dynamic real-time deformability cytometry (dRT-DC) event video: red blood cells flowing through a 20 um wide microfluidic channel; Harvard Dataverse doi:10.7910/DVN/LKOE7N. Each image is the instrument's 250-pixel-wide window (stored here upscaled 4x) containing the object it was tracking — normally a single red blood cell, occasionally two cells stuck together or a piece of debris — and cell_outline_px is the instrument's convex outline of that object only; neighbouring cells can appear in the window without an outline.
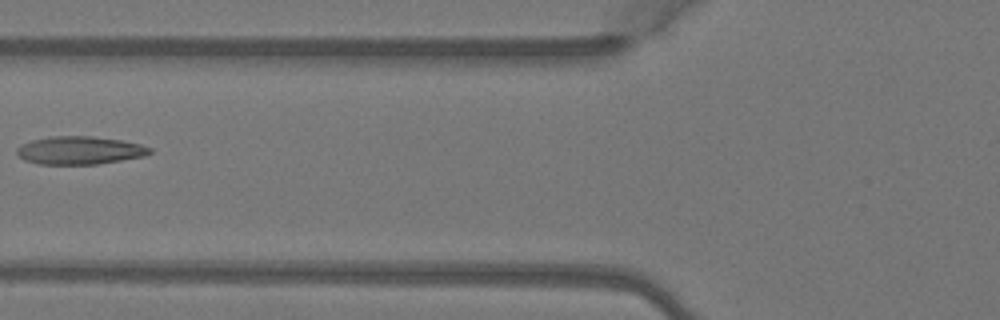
{"species": "Egyptian fruit bat (a non-hibernating species)", "species_latin": "Rousettus aegyptiacus", "temperature_condition": "warm", "stored_images_in_passage": 7, "camera_frame_rate_fps": 3000, "um_per_image_px": 0.085, "animal": {"sex": "female"}, "frame": {"image": 1, "passage_image": 6, "time_ms": 1.667, "image_size_px": [1000, 320], "cell_outline_px": [[152, 152], [144, 156], [96, 164], [36, 164], [24, 160], [16, 152], [16, 148], [20, 144], [32, 140], [52, 136], [92, 136], [120, 140], [140, 144], [152, 148]], "centroid_in_image_um": [6.74, 12.78], "position_along_channel_um": 119.1, "area_um2": 21.68}}
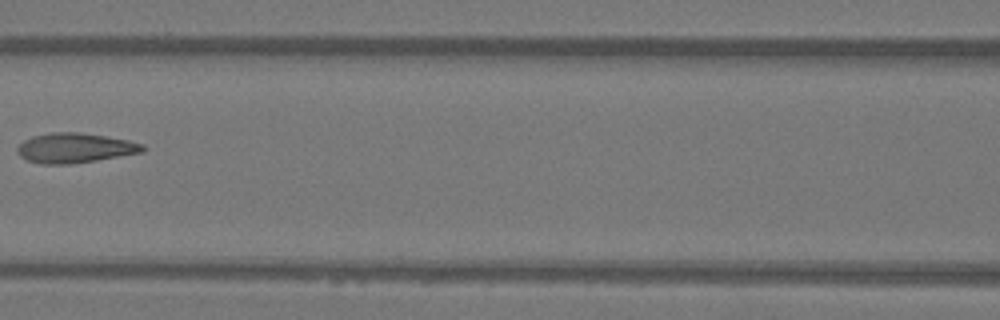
{"frame": {"image": 2, "passage_image": 7, "time_ms": 2.0, "image_size_px": [1000, 320], "cell_outline_px": [[144, 152], [96, 160], [68, 164], [40, 164], [28, 160], [20, 156], [16, 152], [16, 148], [24, 140], [32, 136], [52, 132], [80, 132], [128, 140], [144, 144]], "centroid_in_image_um": [6.34, 12.57], "position_along_channel_um": 160.3, "area_um2": 21.73}}